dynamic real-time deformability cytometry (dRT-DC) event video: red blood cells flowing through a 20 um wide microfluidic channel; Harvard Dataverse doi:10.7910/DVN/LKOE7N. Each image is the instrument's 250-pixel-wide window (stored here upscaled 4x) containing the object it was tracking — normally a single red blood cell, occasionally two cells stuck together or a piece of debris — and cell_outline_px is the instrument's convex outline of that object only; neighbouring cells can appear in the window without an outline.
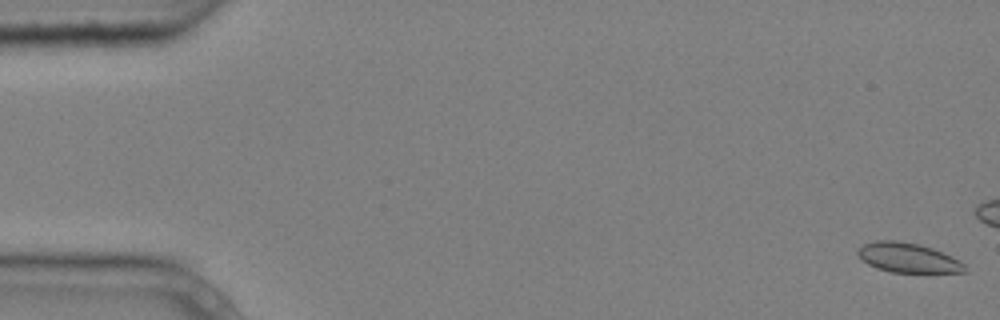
{"species": "common noctule bat (a hibernating species)", "species_latin": "Nyctalus noctula", "temperature_condition": "cold", "stored_images_in_passage": 5, "camera_frame_rate_fps": 3000, "um_per_image_px": 0.085, "animal": {"sex": "male", "body_mass_g": 20.4}, "frame": {"image": 1, "passage_image": 1, "time_ms": 0.0, "image_size_px": [1000, 320], "cell_outline_px": [[968, 272], [892, 272], [876, 268], [868, 264], [856, 252], [864, 244], [876, 240], [896, 240], [920, 244], [932, 248], [952, 256], [960, 260], [964, 264]], "centroid_in_image_um": [77.2, 21.9], "position_along_channel_um": 7.8, "area_um2": 18.38}}